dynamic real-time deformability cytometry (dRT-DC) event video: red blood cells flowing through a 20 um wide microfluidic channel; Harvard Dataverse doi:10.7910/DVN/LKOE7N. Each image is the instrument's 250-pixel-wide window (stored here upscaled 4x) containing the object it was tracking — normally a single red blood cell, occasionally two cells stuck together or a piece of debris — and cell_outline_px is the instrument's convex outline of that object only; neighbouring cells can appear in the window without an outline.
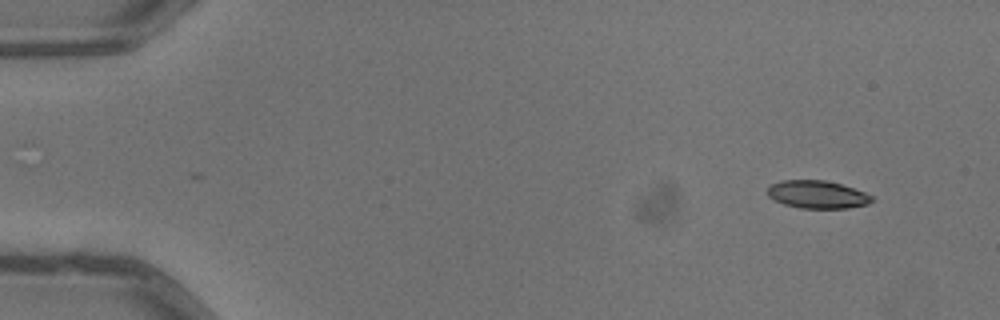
{"species": "common noctule bat (a hibernating species)", "species_latin": "Nyctalus noctula", "temperature_condition": "warm", "stored_images_in_passage": 2, "camera_frame_rate_fps": 3000, "um_per_image_px": 0.085, "animal": {"sex": "male", "body_mass_g": 13.3}, "frame": {"image": 1, "passage_image": 2, "time_ms": 0.333, "image_size_px": [1000, 320], "cell_outline_px": [[872, 200], [868, 204], [848, 208], [800, 208], [784, 204], [768, 196], [768, 188], [772, 184], [780, 180], [824, 180], [840, 184], [864, 192], [872, 196]], "centroid_in_image_um": [69.46, 16.53], "position_along_channel_um": 15.5, "area_um2": 16.7}}